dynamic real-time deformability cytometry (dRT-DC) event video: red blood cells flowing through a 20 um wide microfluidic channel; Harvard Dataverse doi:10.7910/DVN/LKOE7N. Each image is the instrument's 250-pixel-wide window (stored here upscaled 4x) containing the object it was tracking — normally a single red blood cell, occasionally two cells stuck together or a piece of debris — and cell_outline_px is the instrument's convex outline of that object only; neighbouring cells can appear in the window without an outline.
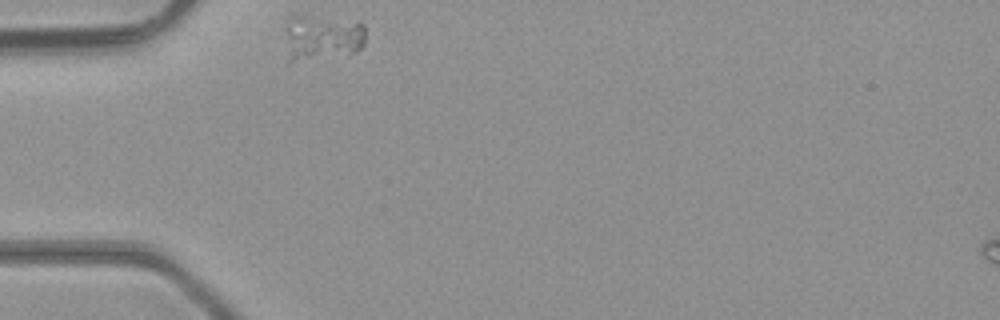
{"species": "common noctule bat (a hibernating species)", "species_latin": "Nyctalus noctula", "temperature_condition": "room temperature", "stored_images_in_passage": 1, "camera_frame_rate_fps": 3000, "um_per_image_px": 0.085, "animal": {"sex": "male", "body_mass_g": 23.1, "forearm_length_mm": 52.7}, "frame": {"image": 1, "passage_image": 1, "time_ms": 0.0, "image_size_px": [1000, 320], "cell_outline_px": [[364, 44], [356, 52], [348, 56], [288, 64], [284, 64], [284, 28], [288, 16], [292, 12], [296, 12], [364, 24]], "centroid_in_image_um": [27.2, 3.24], "position_along_channel_um": 57.8, "area_um2": 23.52}}